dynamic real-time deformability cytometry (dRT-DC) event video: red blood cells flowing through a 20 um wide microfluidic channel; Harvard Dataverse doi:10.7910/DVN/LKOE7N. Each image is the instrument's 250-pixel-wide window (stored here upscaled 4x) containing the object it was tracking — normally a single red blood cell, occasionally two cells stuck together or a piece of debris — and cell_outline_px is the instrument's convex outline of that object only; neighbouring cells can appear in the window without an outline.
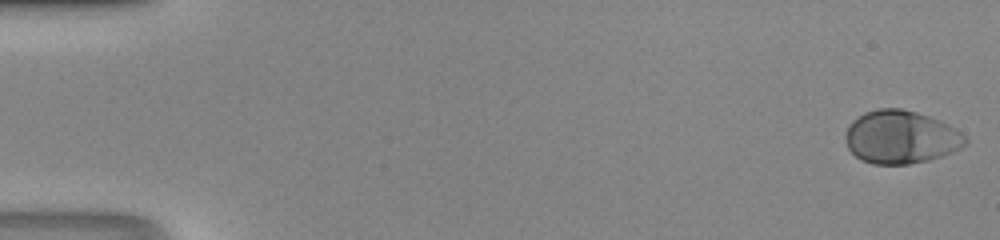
{"species": "human", "species_latin": "Homo sapiens", "temperature_condition": "room temperature", "stored_images_in_passage": 48, "camera_frame_rate_fps": 3000, "um_per_image_px": 0.085, "donor": {"sex": "male"}, "frame": {"image": 1, "passage_image": 1, "time_ms": 0.0, "image_size_px": [1000, 240], "cell_outline_px": [[968, 144], [952, 152], [928, 160], [908, 164], [872, 164], [860, 160], [848, 148], [844, 140], [844, 136], [848, 124], [852, 120], [864, 112], [876, 108], [900, 108], [916, 112], [928, 116], [948, 124], [956, 128], [968, 140]], "centroid_in_image_um": [76.54, 11.65], "position_along_channel_um": 8.5, "area_um2": 37.34}}
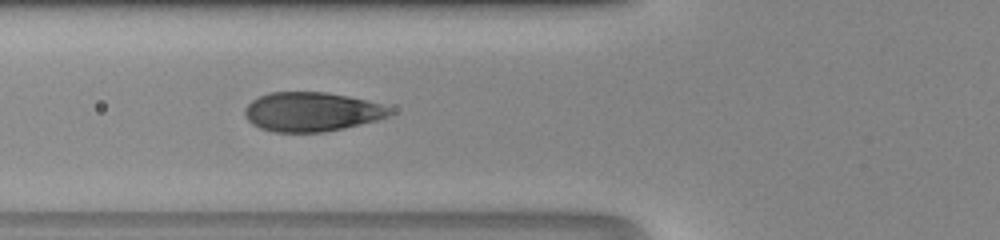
{"frame": {"image": 2, "passage_image": 19, "time_ms": 6.0, "image_size_px": [1000, 240], "cell_outline_px": [[392, 116], [360, 124], [324, 132], [272, 132], [260, 128], [252, 124], [244, 116], [244, 108], [252, 100], [268, 92], [324, 92], [348, 96], [380, 104], [388, 108], [392, 112]], "centroid_in_image_um": [26.44, 9.51], "position_along_channel_um": 99.4, "area_um2": 33.06}}
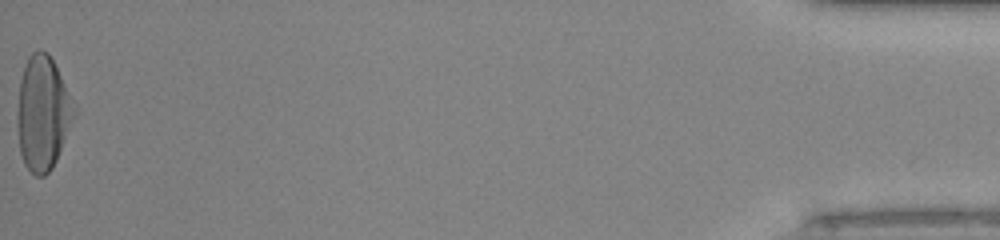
{"frame": {"image": 3, "passage_image": 48, "time_ms": 15.667, "image_size_px": [1000, 240], "cell_outline_px": [[76, 112], [56, 160], [52, 168], [44, 176], [36, 176], [24, 164], [20, 152], [16, 120], [16, 112], [20, 80], [28, 56], [32, 52], [40, 48], [48, 52], [76, 108]], "centroid_in_image_um": [3.6, 9.61], "position_along_channel_um": 431.6, "area_um2": 37.51}}